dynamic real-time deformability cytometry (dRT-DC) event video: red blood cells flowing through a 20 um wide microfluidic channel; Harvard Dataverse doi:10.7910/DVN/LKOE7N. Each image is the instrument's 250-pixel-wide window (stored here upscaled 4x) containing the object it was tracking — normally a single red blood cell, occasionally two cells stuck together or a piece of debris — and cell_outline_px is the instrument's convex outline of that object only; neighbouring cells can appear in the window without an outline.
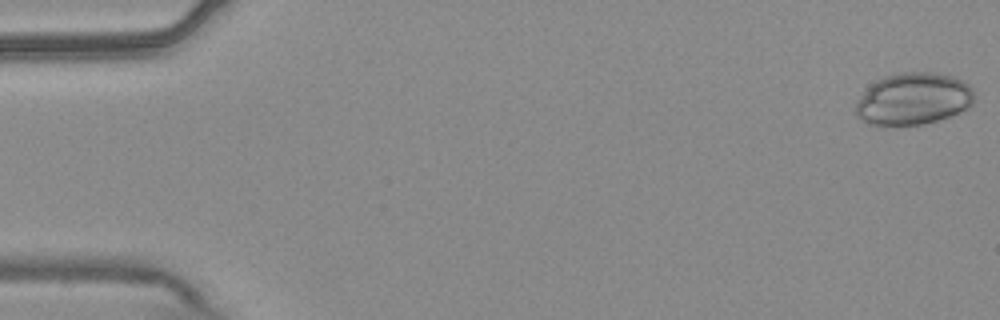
{"species": "common noctule bat (a hibernating species)", "species_latin": "Nyctalus noctula", "temperature_condition": "warm", "stored_images_in_passage": 54, "camera_frame_rate_fps": 3000, "um_per_image_px": 0.085, "animal": {"sex": "male", "body_mass_g": 20.4}, "frame": {"image": 1, "passage_image": 1, "time_ms": 0.0, "image_size_px": [1000, 320], "cell_outline_px": [[968, 104], [964, 108], [956, 112], [932, 120], [916, 124], [880, 124], [868, 120], [860, 116], [860, 100], [876, 84], [892, 76], [944, 76], [956, 80], [964, 84], [968, 88]], "centroid_in_image_um": [77.63, 8.47], "position_along_channel_um": 7.4, "area_um2": 30.87}}
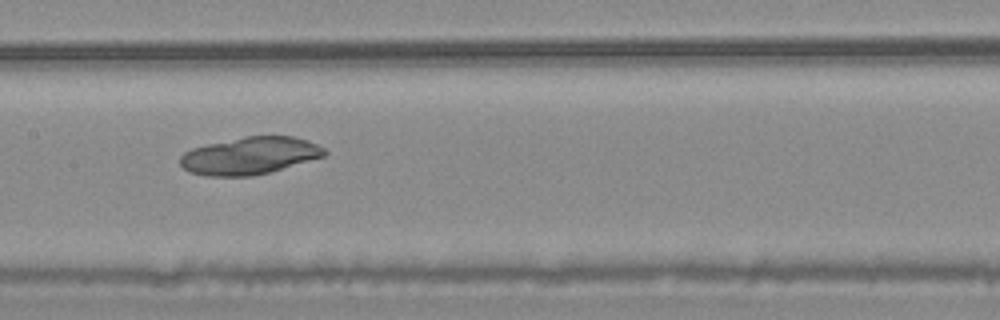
{"frame": {"image": 2, "passage_image": 27, "time_ms": 8.667, "image_size_px": [1000, 320], "cell_outline_px": [[324, 156], [268, 172], [248, 176], [212, 176], [192, 172], [184, 168], [180, 164], [180, 156], [184, 152], [192, 148], [248, 136], [292, 136], [316, 144], [324, 148]], "centroid_in_image_um": [21.2, 13.24], "position_along_channel_um": 186.2, "area_um2": 30.52}}
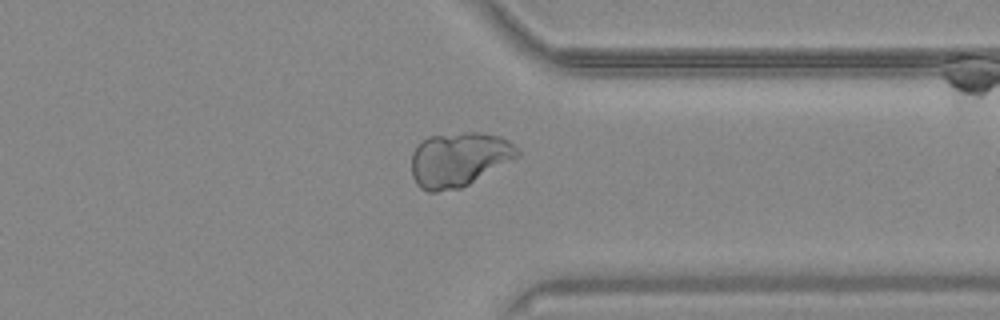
{"frame": {"image": 3, "passage_image": 42, "time_ms": 13.667, "image_size_px": [1000, 320], "cell_outline_px": [[520, 152], [516, 156], [468, 184], [460, 188], [436, 192], [428, 192], [420, 188], [416, 184], [412, 176], [412, 156], [416, 148], [424, 140], [432, 136], [472, 132], [496, 136], [512, 144]], "centroid_in_image_um": [38.93, 13.58], "position_along_channel_um": 372.5, "area_um2": 32.37}}